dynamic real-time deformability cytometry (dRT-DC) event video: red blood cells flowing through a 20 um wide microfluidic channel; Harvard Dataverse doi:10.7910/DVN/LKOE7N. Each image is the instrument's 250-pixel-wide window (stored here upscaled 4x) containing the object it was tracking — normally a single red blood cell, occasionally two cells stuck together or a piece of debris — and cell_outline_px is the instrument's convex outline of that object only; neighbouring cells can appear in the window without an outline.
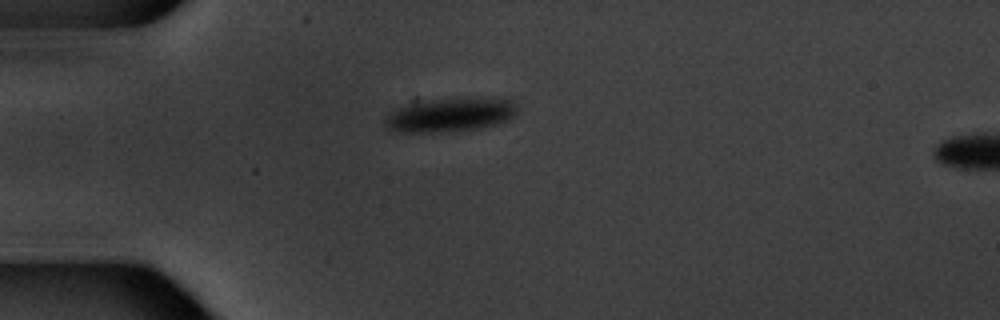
{"species": "common noctule bat (a hibernating species)", "species_latin": "Nyctalus noctula", "temperature_condition": "warm", "stored_images_in_passage": 2, "camera_frame_rate_fps": 3000, "um_per_image_px": 0.085, "animal": {"sex": "male", "body_mass_g": 20.1, "forearm_length_mm": 53.5}, "frame": {"image": 1, "passage_image": 1, "time_ms": 0.0, "image_size_px": [1000, 320], "cell_outline_px": [[516, 116], [508, 120], [496, 124], [480, 128], [452, 132], [396, 132], [388, 128], [384, 120], [384, 116], [400, 108], [420, 100], [488, 96], [500, 96], [512, 100], [516, 104]], "centroid_in_image_um": [38.36, 9.73], "position_along_channel_um": 46.6, "area_um2": 26.88}}